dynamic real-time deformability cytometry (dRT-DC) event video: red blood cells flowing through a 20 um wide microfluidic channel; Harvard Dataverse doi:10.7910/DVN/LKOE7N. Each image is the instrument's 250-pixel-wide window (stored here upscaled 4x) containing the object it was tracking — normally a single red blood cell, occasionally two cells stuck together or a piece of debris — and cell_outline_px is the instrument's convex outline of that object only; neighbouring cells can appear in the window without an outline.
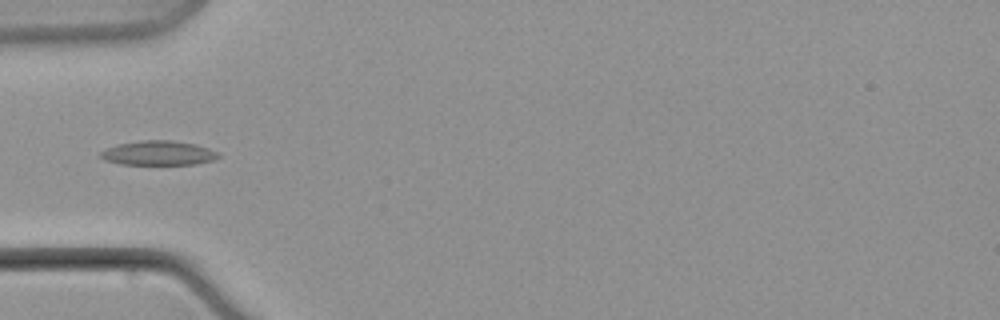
{"species": "common noctule bat (a hibernating species)", "species_latin": "Nyctalus noctula", "temperature_condition": "warm", "stored_images_in_passage": 8, "camera_frame_rate_fps": 3000, "um_per_image_px": 0.085, "animal": {"sex": "male", "body_mass_g": 21.5, "forearm_length_mm": 52.0}, "frame": {"image": 1, "passage_image": 7, "time_ms": 8.333, "image_size_px": [1000, 320], "cell_outline_px": [[220, 156], [216, 160], [196, 164], [120, 164], [104, 160], [100, 156], [100, 152], [108, 148], [120, 144], [140, 140], [172, 140], [196, 144], [208, 148], [216, 152]], "centroid_in_image_um": [13.49, 13.01], "position_along_channel_um": 71.5, "area_um2": 16.7}}